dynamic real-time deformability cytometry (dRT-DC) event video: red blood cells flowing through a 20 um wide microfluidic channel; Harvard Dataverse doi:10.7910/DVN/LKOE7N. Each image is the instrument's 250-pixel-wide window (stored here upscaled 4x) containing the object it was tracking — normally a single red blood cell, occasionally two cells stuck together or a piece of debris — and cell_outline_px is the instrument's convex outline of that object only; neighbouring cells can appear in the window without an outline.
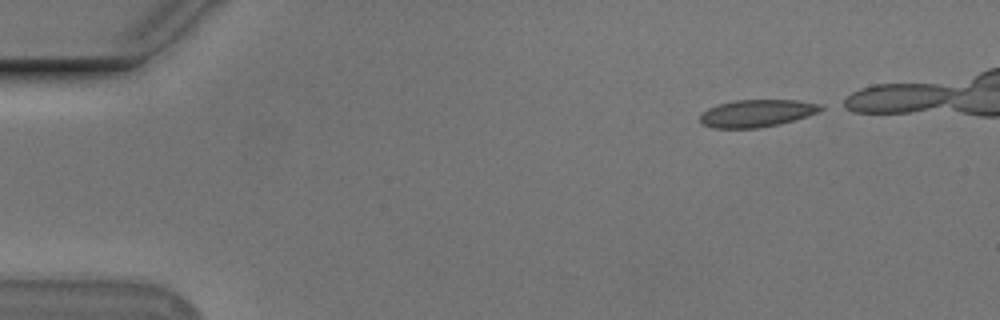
{"species": "Egyptian fruit bat (a non-hibernating species)", "species_latin": "Rousettus aegyptiacus", "temperature_condition": "cold", "stored_images_in_passage": 40, "camera_frame_rate_fps": 3000, "um_per_image_px": 0.085, "animal": {"sex": "male"}, "frame": {"image": 1, "passage_image": 2, "time_ms": 0.333, "image_size_px": [1000, 320], "cell_outline_px": [[824, 108], [808, 116], [780, 124], [756, 128], [712, 128], [704, 124], [700, 120], [700, 116], [708, 108], [720, 104], [736, 100], [796, 100], [820, 104]], "centroid_in_image_um": [64.34, 9.63], "position_along_channel_um": 20.7, "area_um2": 19.02}}
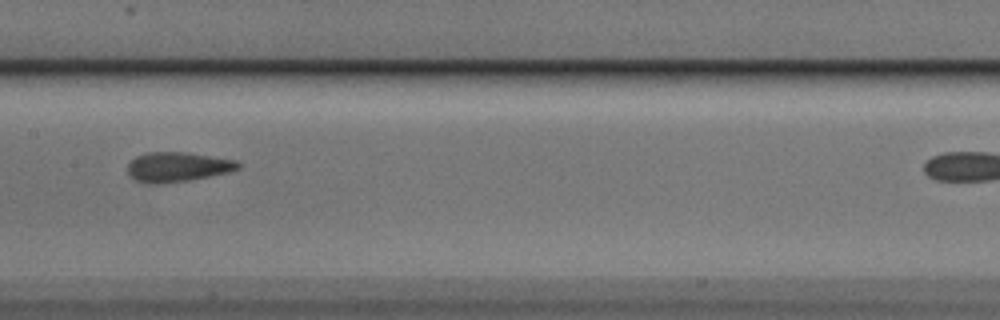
{"frame": {"image": 2, "passage_image": 23, "time_ms": 7.333, "image_size_px": [1000, 320], "cell_outline_px": [[240, 168], [228, 172], [188, 180], [160, 184], [148, 184], [136, 180], [128, 172], [128, 164], [136, 156], [148, 152], [184, 152], [236, 160], [240, 164]], "centroid_in_image_um": [15.07, 14.19], "position_along_channel_um": 192.3, "area_um2": 18.9}}
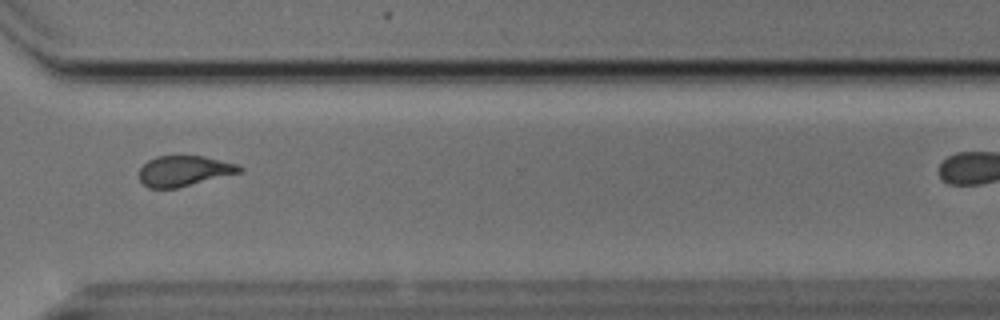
{"frame": {"image": 3, "passage_image": 36, "time_ms": 11.667, "image_size_px": [1000, 320], "cell_outline_px": [[244, 168], [240, 172], [176, 188], [148, 188], [140, 180], [140, 168], [148, 160], [156, 156], [204, 156], [236, 164]], "centroid_in_image_um": [15.62, 14.52], "position_along_channel_um": 355.0, "area_um2": 17.51}}